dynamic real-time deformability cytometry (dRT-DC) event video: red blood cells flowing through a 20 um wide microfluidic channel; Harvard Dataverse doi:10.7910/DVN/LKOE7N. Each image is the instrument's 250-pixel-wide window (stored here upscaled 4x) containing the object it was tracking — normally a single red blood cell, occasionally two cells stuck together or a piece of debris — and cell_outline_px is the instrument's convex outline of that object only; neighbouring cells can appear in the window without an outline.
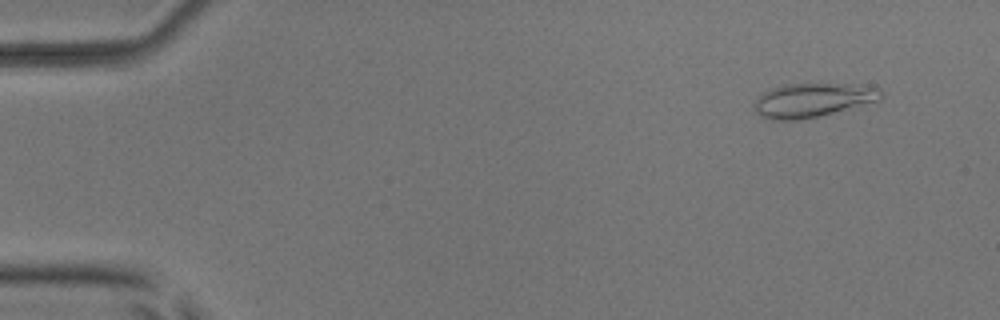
{"species": "common noctule bat (a hibernating species)", "species_latin": "Nyctalus noctula", "temperature_condition": "room temperature", "stored_images_in_passage": 52, "camera_frame_rate_fps": 3000, "um_per_image_px": 0.085, "animal": {"sex": "male", "body_mass_g": 17.9, "forearm_length_mm": 54.2}, "frame": {"image": 1, "passage_image": 3, "time_ms": 0.667, "image_size_px": [1000, 320], "cell_outline_px": [[884, 96], [880, 100], [820, 116], [800, 120], [772, 120], [760, 116], [756, 112], [756, 100], [768, 88], [784, 84], [848, 84], [880, 88], [884, 92]], "centroid_in_image_um": [69.09, 8.51], "position_along_channel_um": 15.9, "area_um2": 25.09}}
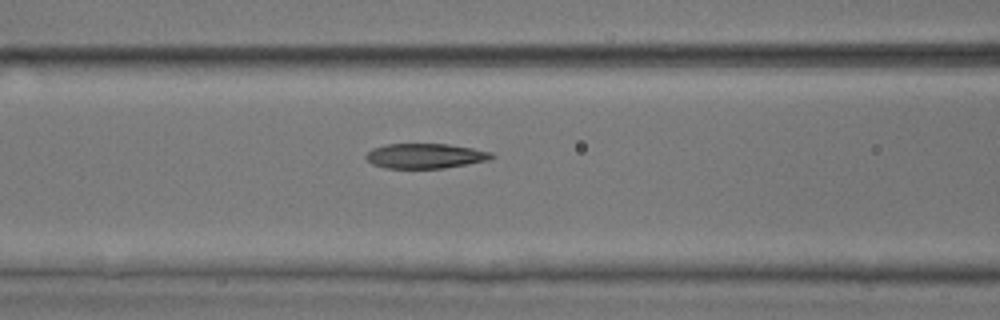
{"frame": {"image": 2, "passage_image": 21, "time_ms": 6.667, "image_size_px": [1000, 320], "cell_outline_px": [[496, 156], [488, 160], [468, 164], [444, 168], [384, 168], [372, 164], [364, 156], [372, 148], [384, 144], [448, 144], [472, 148], [492, 152]], "centroid_in_image_um": [36.14, 13.25], "position_along_channel_um": 130.5, "area_um2": 18.32}}
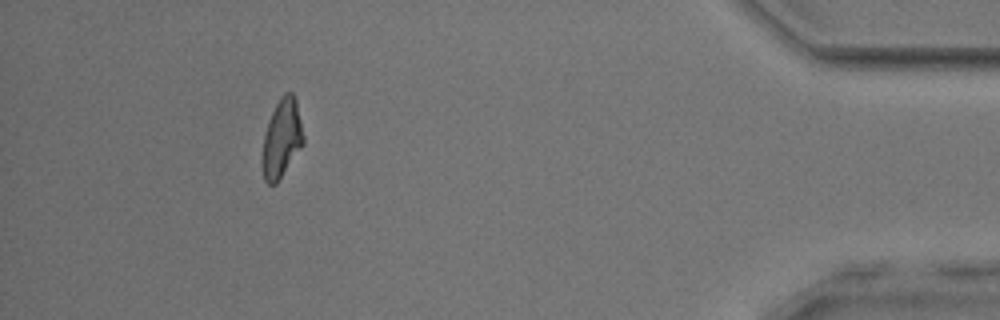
{"frame": {"image": 3, "passage_image": 47, "time_ms": 15.333, "image_size_px": [1000, 320], "cell_outline_px": [[304, 144], [276, 184], [268, 184], [264, 180], [260, 160], [260, 156], [264, 132], [268, 120], [280, 96], [284, 92], [292, 92], [296, 100], [304, 136]], "centroid_in_image_um": [23.91, 11.78], "position_along_channel_um": 411.3, "area_um2": 19.19}, "authors_computed_cell_mechanics": {"area_um2": 19.3919, "velocity_mm_per_s": 3.8978, "shape_relaxation_time_tau1_ms": 6.4544, "shape_relaxation_time_tau2_ms": 2.9288, "deformation_change_tau1": 0.2088, "deformation_change_tau2": 0.1091}}